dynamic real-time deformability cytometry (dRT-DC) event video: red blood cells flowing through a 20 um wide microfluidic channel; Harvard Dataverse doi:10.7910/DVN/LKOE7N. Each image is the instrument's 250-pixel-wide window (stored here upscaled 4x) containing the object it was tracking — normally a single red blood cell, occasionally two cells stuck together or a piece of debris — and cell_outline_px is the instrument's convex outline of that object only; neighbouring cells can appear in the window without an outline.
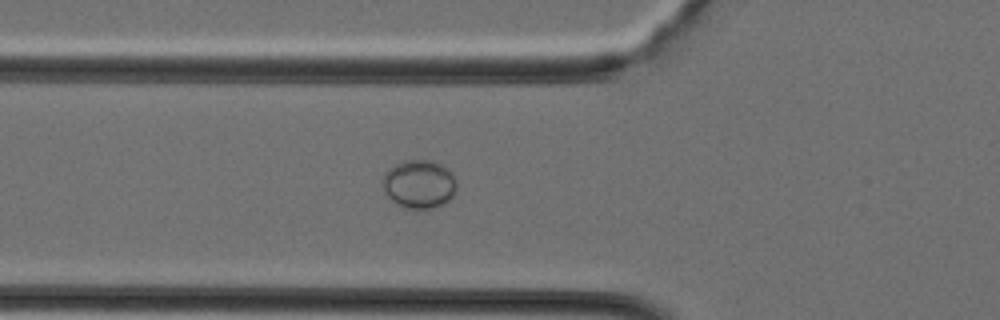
{"species": "Egyptian fruit bat (a non-hibernating species)", "species_latin": "Rousettus aegyptiacus", "temperature_condition": "cold", "stored_images_in_passage": 27, "camera_frame_rate_fps": 3000, "um_per_image_px": 0.085, "animal": {"sex": "female"}, "frame": {"image": 1, "passage_image": 2, "time_ms": 0.333, "image_size_px": [1000, 320], "cell_outline_px": [[456, 188], [452, 196], [444, 204], [436, 208], [404, 208], [396, 204], [384, 192], [384, 172], [396, 164], [404, 160], [432, 160], [440, 164], [456, 180]], "centroid_in_image_um": [35.61, 15.66], "position_along_channel_um": 90.2, "area_um2": 20.63}}
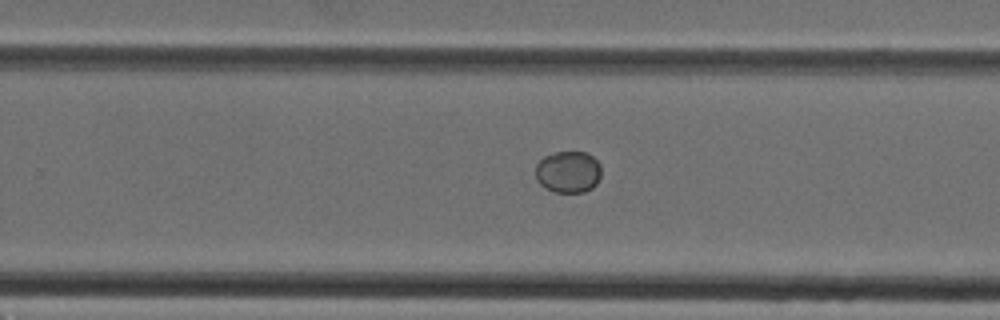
{"frame": {"image": 2, "passage_image": 13, "time_ms": 4.0, "image_size_px": [1000, 320], "cell_outline_px": [[600, 176], [596, 184], [592, 188], [584, 192], [556, 192], [544, 188], [536, 180], [536, 164], [544, 156], [556, 152], [588, 152], [600, 164]], "centroid_in_image_um": [48.29, 14.61], "position_along_channel_um": 281.5, "area_um2": 16.07}}
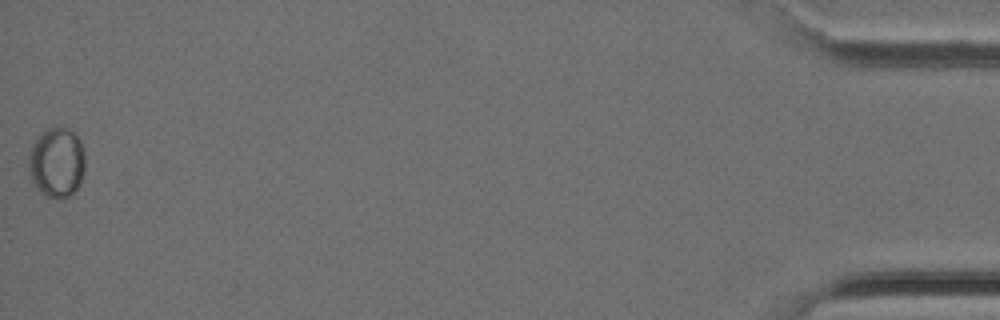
{"frame": {"image": 3, "passage_image": 27, "time_ms": 8.667, "image_size_px": [1000, 320], "cell_outline_px": [[84, 172], [80, 184], [76, 192], [72, 196], [64, 200], [56, 200], [44, 196], [32, 180], [28, 172], [28, 156], [32, 144], [48, 128], [56, 124], [60, 124], [68, 128], [80, 140], [84, 152]], "centroid_in_image_um": [4.84, 13.84], "position_along_channel_um": 430.4, "area_um2": 23.7}}